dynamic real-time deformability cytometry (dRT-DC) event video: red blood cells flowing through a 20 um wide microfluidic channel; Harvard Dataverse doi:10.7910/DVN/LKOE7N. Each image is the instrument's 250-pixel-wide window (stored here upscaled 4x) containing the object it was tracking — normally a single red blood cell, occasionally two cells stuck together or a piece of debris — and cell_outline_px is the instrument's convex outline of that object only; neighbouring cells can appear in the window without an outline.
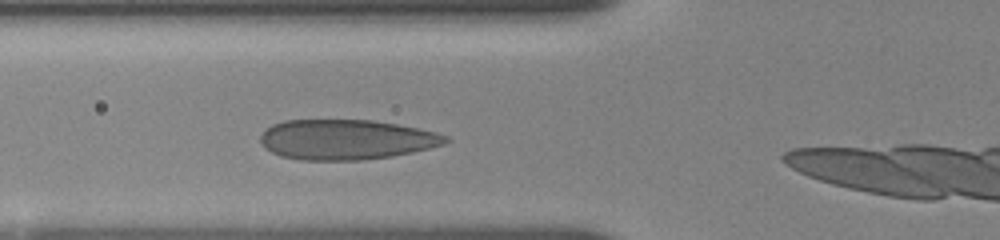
{"species": "human", "species_latin": "Homo sapiens", "temperature_condition": "room temperature", "stored_images_in_passage": 2, "camera_frame_rate_fps": 3000, "um_per_image_px": 0.085, "donor": {"sex": "female"}, "frame": {"image": 1, "passage_image": 2, "time_ms": 0.667, "image_size_px": [1000, 240], "cell_outline_px": [[452, 140], [444, 144], [412, 152], [392, 156], [360, 160], [300, 160], [280, 156], [272, 152], [260, 140], [260, 136], [272, 124], [284, 120], [372, 120], [396, 124], [436, 132], [448, 136]], "centroid_in_image_um": [29.44, 11.86], "position_along_channel_um": 96.4, "area_um2": 43.06}}